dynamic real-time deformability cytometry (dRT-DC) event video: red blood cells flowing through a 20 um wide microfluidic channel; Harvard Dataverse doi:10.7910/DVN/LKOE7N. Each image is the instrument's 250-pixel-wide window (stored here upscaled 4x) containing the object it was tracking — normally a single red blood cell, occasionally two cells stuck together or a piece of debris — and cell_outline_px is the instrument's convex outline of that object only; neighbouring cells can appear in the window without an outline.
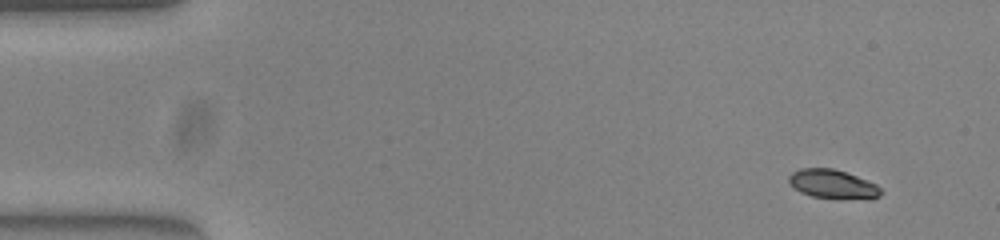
{"species": "common noctule bat (a hibernating species)", "species_latin": "Nyctalus noctula", "temperature_condition": "warm", "stored_images_in_passage": 49, "camera_frame_rate_fps": 3000, "um_per_image_px": 0.085, "animal": {"sex": "female", "body_mass_g": 23.0, "forearm_length_mm": 53.4}, "frame": {"image": 1, "passage_image": 1, "time_ms": 0.0, "image_size_px": [1000, 240], "cell_outline_px": [[884, 192], [880, 196], [872, 200], [868, 200], [812, 196], [800, 192], [788, 180], [788, 176], [792, 172], [800, 168], [832, 168], [856, 176], [876, 184]], "centroid_in_image_um": [70.83, 15.66], "position_along_channel_um": 14.2, "area_um2": 15.49}}
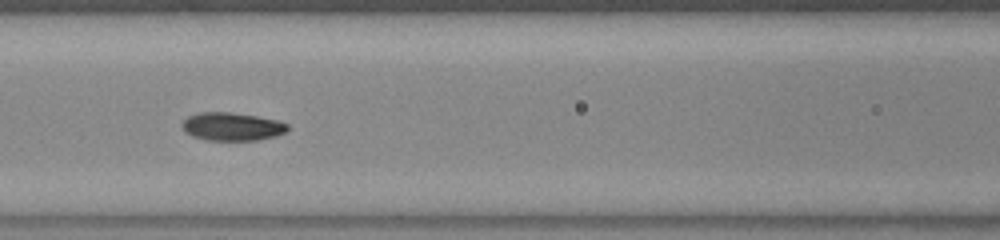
{"frame": {"image": 2, "passage_image": 20, "time_ms": 6.333, "image_size_px": [1000, 240], "cell_outline_px": [[288, 128], [284, 132], [276, 136], [256, 140], [208, 140], [192, 136], [180, 124], [188, 116], [200, 112], [232, 112], [256, 116], [276, 120], [288, 124]], "centroid_in_image_um": [19.72, 10.75], "position_along_channel_um": 146.9, "area_um2": 17.11}}
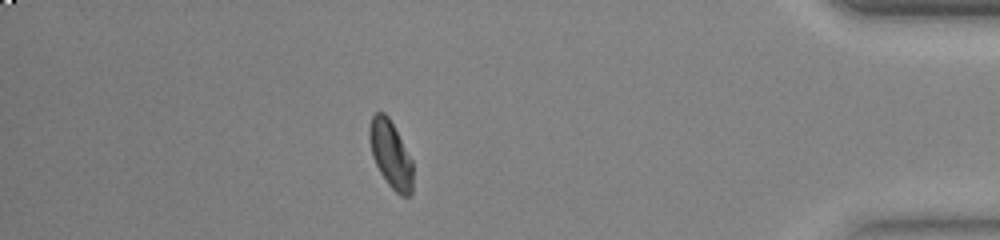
{"frame": {"image": 3, "passage_image": 43, "time_ms": 14.0, "image_size_px": [1000, 240], "cell_outline_px": [[412, 196], [400, 196], [388, 184], [380, 172], [372, 156], [368, 136], [368, 128], [372, 116], [376, 112], [384, 112], [388, 116], [412, 160]], "centroid_in_image_um": [33.19, 13.12], "position_along_channel_um": 402.0, "area_um2": 16.94}, "authors_computed_cell_mechanics": {"area_um2": 17.051, "velocity_mm_per_s": 3.9114, "shape_relaxation_time_tau1_ms": 3.1256, "shape_relaxation_time_tau2_ms": 1.1239, "deformation_change_tau1": 0.1064, "deformation_change_tau2": 0.0418}}